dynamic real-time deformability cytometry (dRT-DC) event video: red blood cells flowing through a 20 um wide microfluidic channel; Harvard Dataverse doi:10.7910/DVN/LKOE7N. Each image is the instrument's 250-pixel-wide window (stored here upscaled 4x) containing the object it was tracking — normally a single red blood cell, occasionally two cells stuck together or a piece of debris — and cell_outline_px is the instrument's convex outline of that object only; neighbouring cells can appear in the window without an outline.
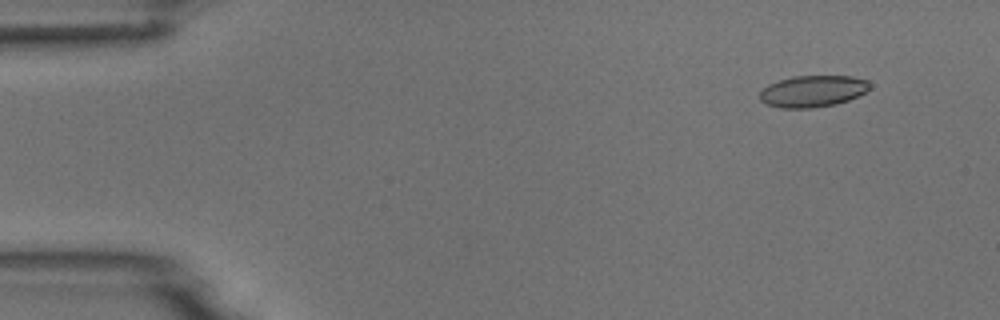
{"species": "common noctule bat (a hibernating species)", "species_latin": "Nyctalus noctula", "temperature_condition": "room temperature", "stored_images_in_passage": 5, "camera_frame_rate_fps": 3000, "um_per_image_px": 0.085, "animal": {"sex": "male", "body_mass_g": 18.8}, "frame": {"image": 1, "passage_image": 2, "time_ms": 1.0, "image_size_px": [1000, 320], "cell_outline_px": [[872, 88], [848, 100], [836, 104], [812, 108], [780, 108], [768, 104], [760, 100], [760, 92], [768, 84], [792, 76], [852, 76], [868, 80], [872, 84]], "centroid_in_image_um": [69.11, 7.74], "position_along_channel_um": 15.9, "area_um2": 20.29}}
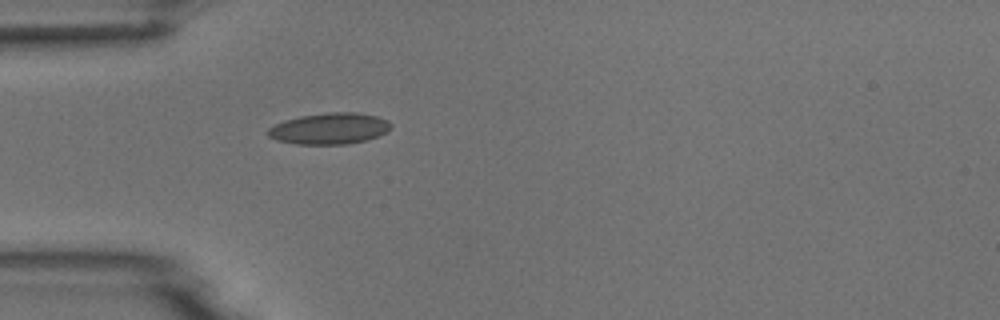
{"frame": {"image": 2, "passage_image": 5, "time_ms": 4.667, "image_size_px": [1000, 320], "cell_outline_px": [[392, 128], [388, 132], [368, 140], [348, 144], [296, 144], [276, 140], [268, 136], [268, 128], [284, 120], [300, 116], [328, 112], [356, 112], [376, 116], [388, 120], [392, 124]], "centroid_in_image_um": [28.04, 10.93], "position_along_channel_um": 57.0, "area_um2": 22.6}}